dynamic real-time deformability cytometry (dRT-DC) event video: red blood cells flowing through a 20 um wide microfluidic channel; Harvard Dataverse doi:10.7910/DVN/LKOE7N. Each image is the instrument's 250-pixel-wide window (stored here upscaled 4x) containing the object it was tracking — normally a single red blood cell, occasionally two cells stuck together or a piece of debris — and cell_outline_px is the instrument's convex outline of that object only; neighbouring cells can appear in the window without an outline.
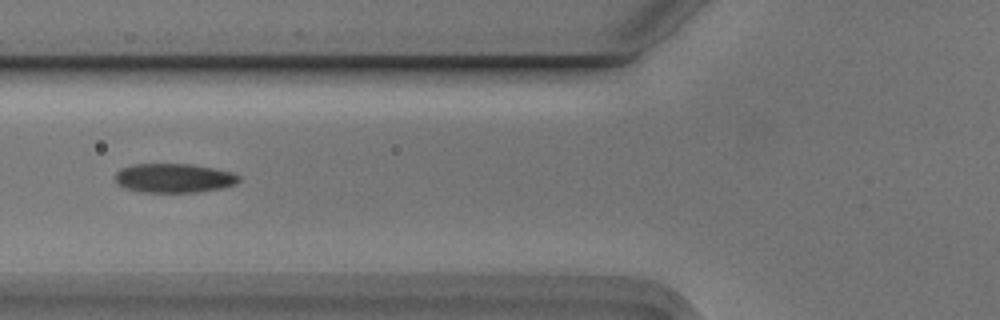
{"species": "Egyptian fruit bat (a non-hibernating species)", "species_latin": "Rousettus aegyptiacus", "temperature_condition": "cold", "stored_images_in_passage": 10, "camera_frame_rate_fps": 3000, "um_per_image_px": 0.085, "animal": {"sex": "male"}, "frame": {"image": 1, "passage_image": 7, "time_ms": 2.0, "image_size_px": [1000, 320], "cell_outline_px": [[240, 180], [236, 184], [220, 188], [196, 192], [140, 192], [124, 188], [116, 184], [116, 172], [120, 168], [132, 164], [192, 164], [232, 172], [240, 176]], "centroid_in_image_um": [14.75, 15.13], "position_along_channel_um": 111.0, "area_um2": 21.1}}
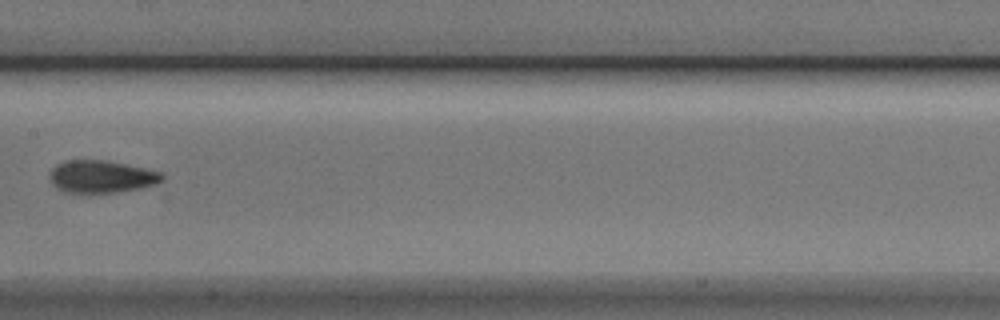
{"frame": {"image": 2, "passage_image": 9, "time_ms": 2.667, "image_size_px": [1000, 320], "cell_outline_px": [[164, 180], [156, 184], [144, 188], [116, 192], [64, 192], [56, 188], [48, 180], [48, 176], [52, 168], [56, 164], [64, 160], [104, 160], [164, 172]], "centroid_in_image_um": [8.61, 15.01], "position_along_channel_um": 198.8, "area_um2": 21.5}}
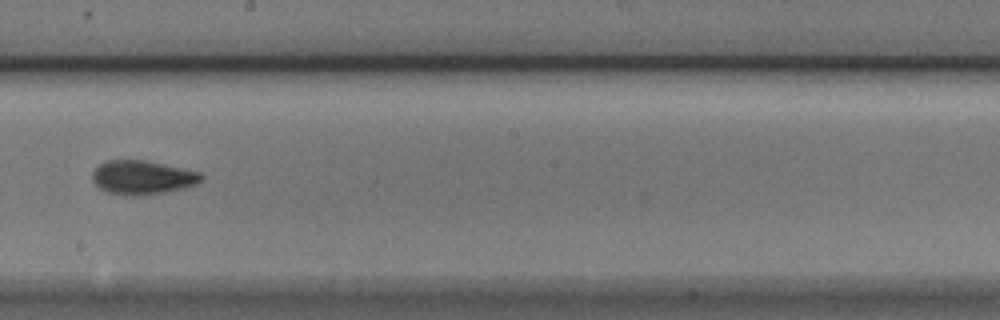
{"frame": {"image": 3, "passage_image": 10, "time_ms": 3.0, "image_size_px": [1000, 320], "cell_outline_px": [[204, 180], [188, 188], [168, 192], [140, 196], [128, 196], [108, 192], [100, 188], [92, 180], [92, 172], [100, 164], [108, 160], [148, 160], [200, 172], [204, 176]], "centroid_in_image_um": [12.16, 15.09], "position_along_channel_um": 236.0, "area_um2": 21.91}}